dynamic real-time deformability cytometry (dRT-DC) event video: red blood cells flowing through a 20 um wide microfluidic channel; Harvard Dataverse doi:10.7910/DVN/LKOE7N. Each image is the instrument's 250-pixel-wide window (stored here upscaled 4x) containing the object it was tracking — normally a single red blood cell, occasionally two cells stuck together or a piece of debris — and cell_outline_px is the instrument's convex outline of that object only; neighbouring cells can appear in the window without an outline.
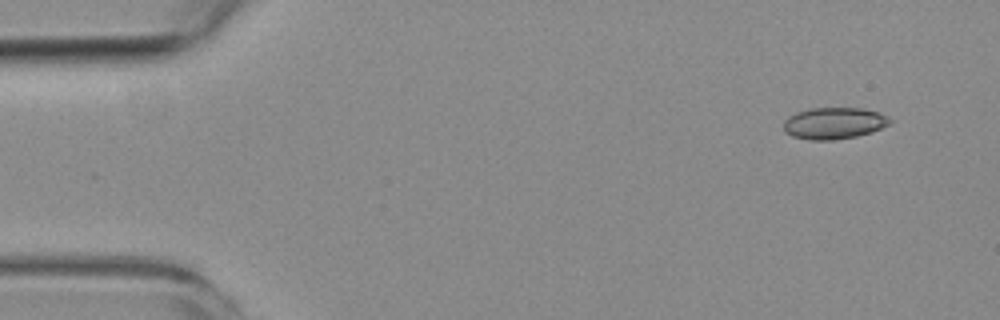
{"species": "common noctule bat (a hibernating species)", "species_latin": "Nyctalus noctula", "temperature_condition": "room temperature", "stored_images_in_passage": 3, "camera_frame_rate_fps": 3000, "um_per_image_px": 0.085, "animal": {"sex": "female", "body_mass_g": 19.3, "forearm_length_mm": 54.1}, "frame": {"image": 1, "passage_image": 3, "time_ms": 2.333, "image_size_px": [1000, 320], "cell_outline_px": [[892, 120], [888, 124], [872, 132], [856, 136], [832, 140], [808, 140], [792, 136], [784, 132], [784, 120], [788, 116], [796, 112], [812, 108], [860, 108], [880, 112], [888, 116]], "centroid_in_image_um": [70.87, 10.47], "position_along_channel_um": 14.1, "area_um2": 19.65}}